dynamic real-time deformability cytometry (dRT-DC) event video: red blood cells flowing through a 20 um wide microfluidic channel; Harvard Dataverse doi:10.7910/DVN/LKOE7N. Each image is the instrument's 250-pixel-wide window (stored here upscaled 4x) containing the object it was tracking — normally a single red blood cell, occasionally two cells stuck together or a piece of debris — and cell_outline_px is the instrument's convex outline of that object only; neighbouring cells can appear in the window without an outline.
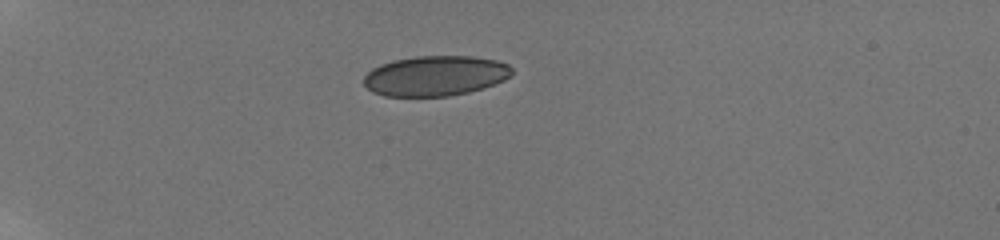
{"species": "human", "species_latin": "Homo sapiens", "temperature_condition": "room temperature", "stored_images_in_passage": 40, "camera_frame_rate_fps": 3000, "um_per_image_px": 0.085, "donor": {"sex": "male"}, "frame": {"image": 1, "passage_image": 1, "time_ms": 0.0, "image_size_px": [1000, 240], "cell_outline_px": [[512, 72], [504, 80], [484, 88], [468, 92], [448, 96], [384, 96], [372, 92], [364, 84], [364, 76], [372, 68], [380, 64], [392, 60], [416, 56], [472, 56], [496, 60], [508, 64], [512, 68]], "centroid_in_image_um": [36.98, 6.44], "position_along_channel_um": 48.0, "area_um2": 34.74}}
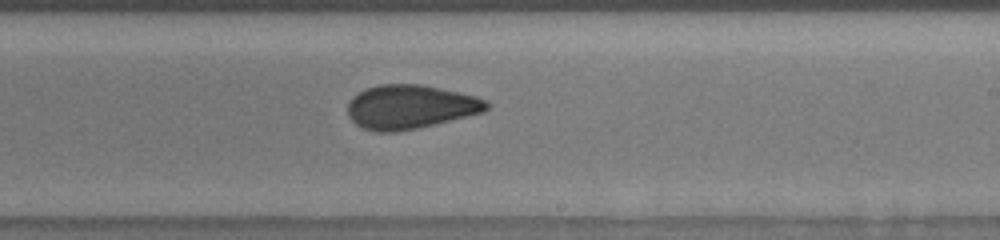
{"frame": {"image": 2, "passage_image": 21, "time_ms": 6.667, "image_size_px": [1000, 240], "cell_outline_px": [[488, 108], [484, 112], [416, 128], [396, 132], [376, 132], [360, 128], [348, 116], [348, 104], [352, 96], [368, 88], [380, 84], [420, 84], [476, 96], [484, 100], [488, 104]], "centroid_in_image_um": [34.83, 9.09], "position_along_channel_um": 254.2, "area_um2": 35.32}}
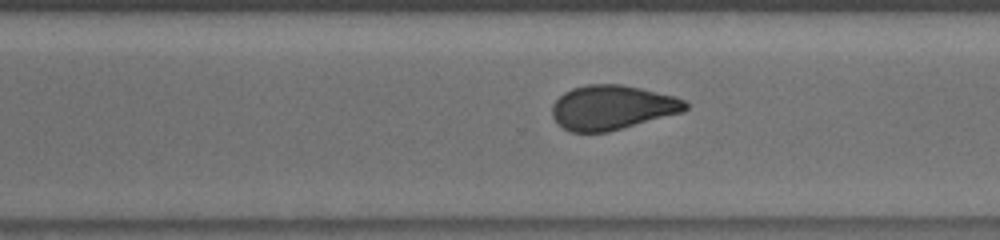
{"frame": {"image": 3, "passage_image": 26, "time_ms": 8.333, "image_size_px": [1000, 240], "cell_outline_px": [[688, 108], [684, 112], [608, 132], [568, 132], [556, 124], [552, 116], [552, 104], [564, 92], [572, 88], [588, 84], [620, 84], [640, 88], [676, 96], [684, 100], [688, 104]], "centroid_in_image_um": [52.02, 9.14], "position_along_channel_um": 318.6, "area_um2": 34.85}, "authors_computed_cell_mechanics": {"area_um2": 35.3158, "velocity_mm_per_s": 3.8759, "shape_relaxation_time_tau1_ms": 10.0838, "shape_relaxation_time_tau2_ms": 1.4167, "deformation_change_tau1": 0.1479, "deformation_change_tau2": 0.0557}}